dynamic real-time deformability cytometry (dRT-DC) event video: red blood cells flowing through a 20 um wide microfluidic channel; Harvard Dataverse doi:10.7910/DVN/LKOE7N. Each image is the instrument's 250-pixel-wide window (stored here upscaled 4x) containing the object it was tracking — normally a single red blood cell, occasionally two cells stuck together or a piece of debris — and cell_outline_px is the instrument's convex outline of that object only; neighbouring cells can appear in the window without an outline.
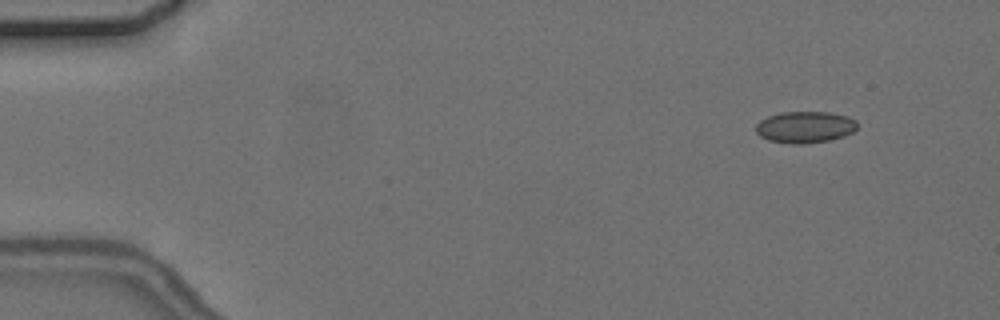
{"species": "common noctule bat (a hibernating species)", "species_latin": "Nyctalus noctula", "temperature_condition": "cold", "stored_images_in_passage": 5, "camera_frame_rate_fps": 3000, "um_per_image_px": 0.085, "animal": {"sex": "female", "body_mass_g": 24.6, "forearm_length_mm": 56.2}, "frame": {"image": 1, "passage_image": 1, "time_ms": 0.0, "image_size_px": [1000, 320], "cell_outline_px": [[856, 128], [852, 132], [844, 136], [828, 140], [800, 144], [792, 144], [768, 140], [760, 136], [756, 132], [756, 124], [760, 120], [768, 116], [780, 112], [828, 112], [848, 116], [856, 120]], "centroid_in_image_um": [68.4, 10.79], "position_along_channel_um": 16.6, "area_um2": 18.61}}
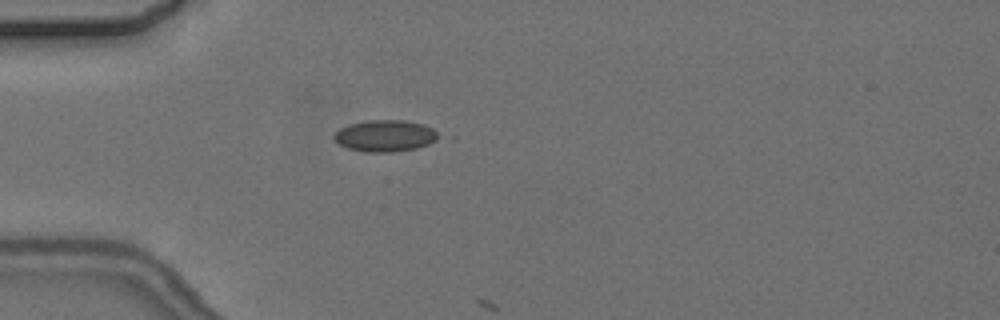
{"frame": {"image": 2, "passage_image": 4, "time_ms": 3.667, "image_size_px": [1000, 320], "cell_outline_px": [[444, 136], [428, 144], [416, 148], [392, 152], [364, 152], [348, 148], [340, 144], [332, 136], [340, 128], [348, 124], [364, 120], [404, 120], [424, 124], [432, 128]], "centroid_in_image_um": [32.77, 11.53], "position_along_channel_um": 52.2, "area_um2": 19.42}}